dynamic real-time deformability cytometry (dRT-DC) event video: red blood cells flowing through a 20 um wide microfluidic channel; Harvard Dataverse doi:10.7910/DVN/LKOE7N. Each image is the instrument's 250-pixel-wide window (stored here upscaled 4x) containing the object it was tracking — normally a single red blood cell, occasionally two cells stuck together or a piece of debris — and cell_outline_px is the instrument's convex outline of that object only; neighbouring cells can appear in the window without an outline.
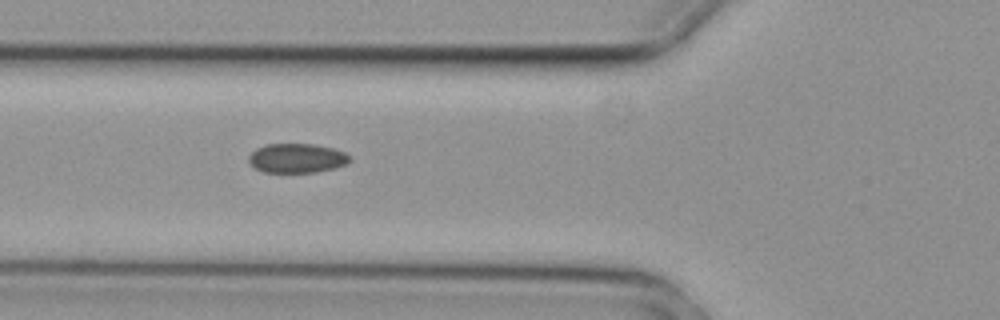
{"species": "common noctule bat (a hibernating species)", "species_latin": "Nyctalus noctula", "temperature_condition": "cold", "stored_images_in_passage": 9, "camera_frame_rate_fps": 3000, "um_per_image_px": 0.085, "animal": {"sex": "female", "body_mass_g": 29.2, "forearm_length_mm": 56.3}, "frame": {"image": 1, "passage_image": 6, "time_ms": 1.667, "image_size_px": [1000, 320], "cell_outline_px": [[352, 160], [344, 164], [332, 168], [316, 172], [264, 172], [256, 168], [248, 160], [248, 156], [256, 148], [264, 144], [312, 144], [332, 148], [344, 152], [352, 156]], "centroid_in_image_um": [25.23, 13.43], "position_along_channel_um": 100.6, "area_um2": 17.17}}
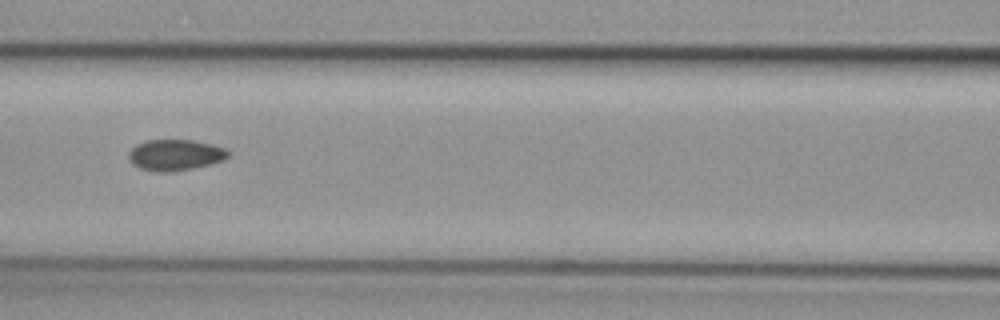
{"frame": {"image": 2, "passage_image": 7, "time_ms": 2.0, "image_size_px": [1000, 320], "cell_outline_px": [[232, 152], [224, 160], [212, 164], [172, 172], [152, 172], [140, 168], [132, 164], [128, 160], [128, 152], [136, 144], [144, 140], [192, 140], [212, 144], [228, 148]], "centroid_in_image_um": [14.9, 13.17], "position_along_channel_um": 151.7, "area_um2": 18.44}}
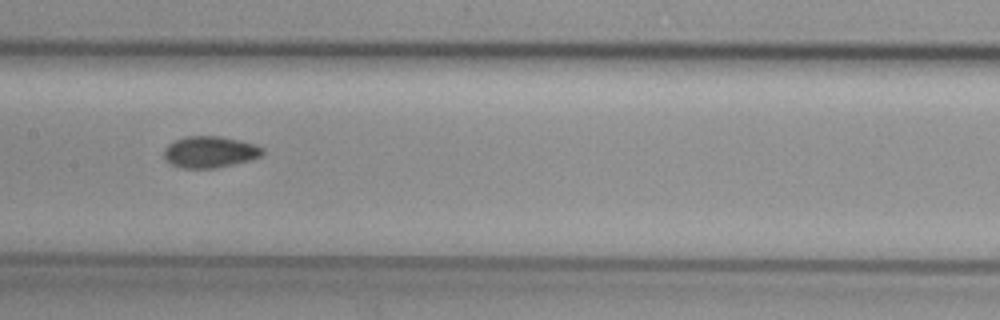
{"frame": {"image": 3, "passage_image": 8, "time_ms": 2.333, "image_size_px": [1000, 320], "cell_outline_px": [[264, 152], [260, 156], [248, 160], [216, 168], [184, 168], [172, 164], [164, 156], [164, 148], [172, 140], [184, 136], [220, 136], [240, 140], [256, 144], [264, 148]], "centroid_in_image_um": [17.83, 12.89], "position_along_channel_um": 189.6, "area_um2": 18.09}}